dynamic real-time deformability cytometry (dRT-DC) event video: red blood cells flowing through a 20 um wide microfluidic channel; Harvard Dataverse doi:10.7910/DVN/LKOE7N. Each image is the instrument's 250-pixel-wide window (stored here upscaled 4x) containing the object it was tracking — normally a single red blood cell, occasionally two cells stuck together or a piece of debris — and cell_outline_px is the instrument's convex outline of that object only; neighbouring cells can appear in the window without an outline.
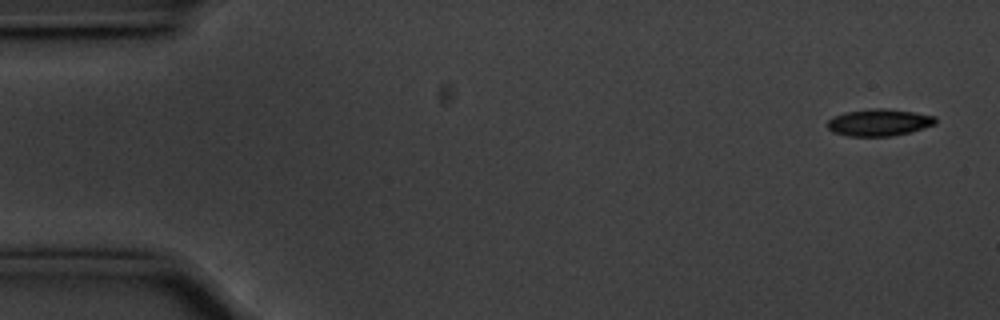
{"species": "common noctule bat (a hibernating species)", "species_latin": "Nyctalus noctula", "temperature_condition": "cold", "stored_images_in_passage": 57, "camera_frame_rate_fps": 3000, "um_per_image_px": 0.085, "animal": {"sex": "male", "body_mass_g": 20.1, "forearm_length_mm": 53.5}, "frame": {"image": 1, "passage_image": 3, "time_ms": 0.667, "image_size_px": [1000, 320], "cell_outline_px": [[936, 124], [908, 132], [892, 136], [848, 136], [832, 132], [828, 128], [828, 120], [832, 116], [844, 112], [872, 108], [884, 108], [912, 112], [936, 116]], "centroid_in_image_um": [74.68, 10.4], "position_along_channel_um": 10.3, "area_um2": 16.94}}
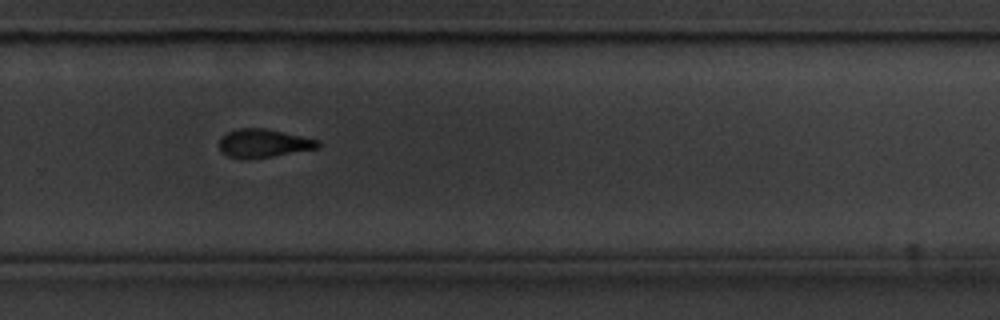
{"frame": {"image": 2, "passage_image": 38, "time_ms": 12.333, "image_size_px": [1000, 320], "cell_outline_px": [[320, 148], [248, 160], [244, 160], [228, 156], [220, 152], [220, 136], [236, 128], [264, 128], [320, 140]], "centroid_in_image_um": [22.37, 12.19], "position_along_channel_um": 307.4, "area_um2": 16.53}}
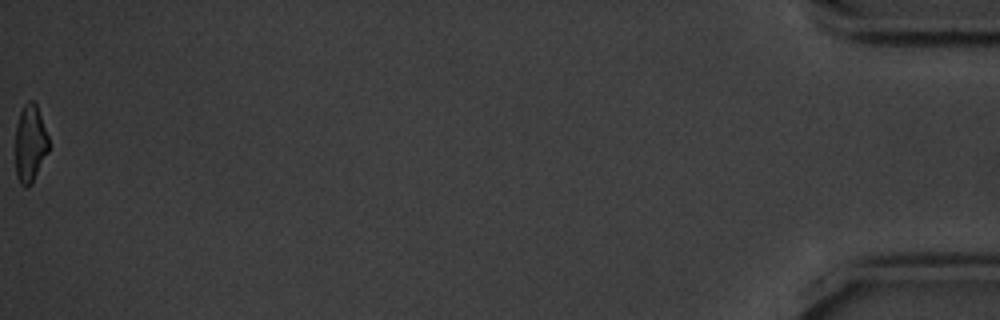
{"frame": {"image": 3, "passage_image": 57, "time_ms": 18.667, "image_size_px": [1000, 320], "cell_outline_px": [[48, 152], [32, 184], [24, 188], [20, 184], [16, 176], [16, 124], [20, 112], [24, 104], [28, 100], [32, 100], [36, 104], [48, 136]], "centroid_in_image_um": [2.55, 12.22], "position_along_channel_um": 432.6, "area_um2": 15.03}, "authors_computed_cell_mechanics": {"area_um2": 17.1666, "velocity_mm_per_s": 3.5619, "shape_relaxation_time_tau1_ms": 3.055, "shape_relaxation_time_tau2_ms": null, "deformation_change_tau1": 0.1105, "deformation_change_tau2": null}}